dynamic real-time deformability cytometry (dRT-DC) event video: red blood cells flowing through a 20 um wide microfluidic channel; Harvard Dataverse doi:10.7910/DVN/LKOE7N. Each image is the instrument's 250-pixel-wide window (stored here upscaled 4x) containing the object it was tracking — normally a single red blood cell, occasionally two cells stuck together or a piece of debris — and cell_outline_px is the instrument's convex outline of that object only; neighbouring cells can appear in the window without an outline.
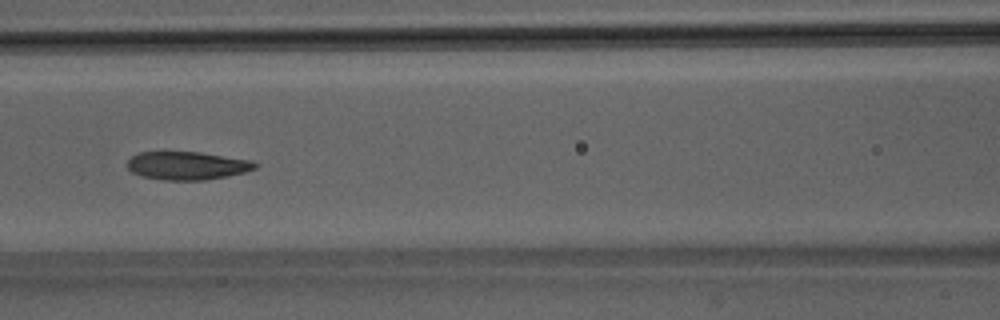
{"species": "Egyptian fruit bat (a non-hibernating species)", "species_latin": "Rousettus aegyptiacus", "temperature_condition": "room temperature", "stored_images_in_passage": 51, "camera_frame_rate_fps": 3000, "um_per_image_px": 0.085, "animal": {"sex": "male"}, "frame": {"image": 1, "passage_image": 22, "time_ms": 7.0, "image_size_px": [1000, 320], "cell_outline_px": [[260, 164], [256, 168], [244, 172], [228, 176], [204, 180], [164, 180], [144, 176], [132, 172], [128, 168], [128, 160], [132, 156], [140, 152], [200, 152], [248, 160]], "centroid_in_image_um": [15.92, 14.08], "position_along_channel_um": 150.7, "area_um2": 20.75}}
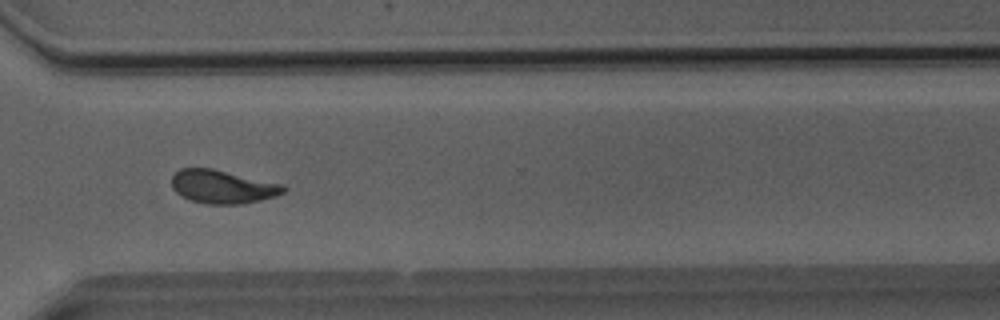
{"frame": {"image": 2, "passage_image": 37, "time_ms": 12.0, "image_size_px": [1000, 320], "cell_outline_px": [[288, 188], [284, 192], [276, 196], [244, 204], [208, 204], [192, 200], [180, 196], [172, 188], [172, 176], [180, 168], [212, 168], [284, 184]], "centroid_in_image_um": [18.94, 15.87], "position_along_channel_um": 351.7, "area_um2": 21.91}, "authors_computed_cell_mechanics": {"area_um2": 21.7906, "velocity_mm_per_s": 4.0238, "shape_relaxation_time_tau1_ms": 3.0664, "shape_relaxation_time_tau2_ms": 1.6256, "deformation_change_tau1": 0.1518, "deformation_change_tau2": 0.0892}}